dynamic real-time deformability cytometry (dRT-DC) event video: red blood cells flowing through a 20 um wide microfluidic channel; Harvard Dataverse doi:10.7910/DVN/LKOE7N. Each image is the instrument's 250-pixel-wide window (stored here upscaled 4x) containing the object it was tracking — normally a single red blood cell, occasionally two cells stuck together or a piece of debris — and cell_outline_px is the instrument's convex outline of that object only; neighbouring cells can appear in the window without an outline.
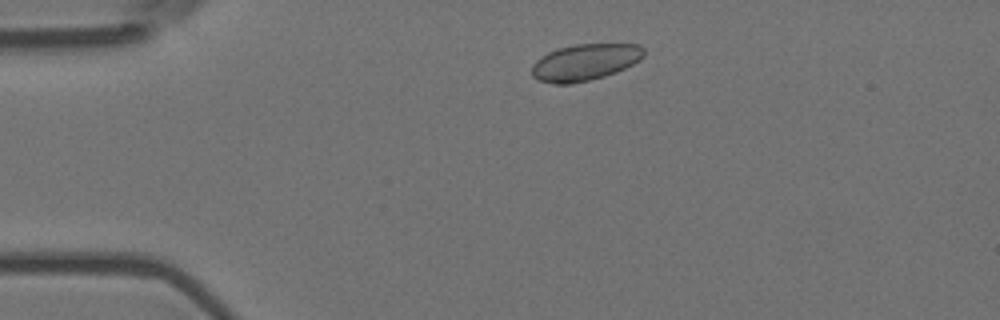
{"species": "Egyptian fruit bat (a non-hibernating species)", "species_latin": "Rousettus aegyptiacus", "temperature_condition": "room temperature", "stored_images_in_passage": 5, "camera_frame_rate_fps": 3000, "um_per_image_px": 0.085, "animal": {"sex": "female"}, "frame": {"image": 1, "passage_image": 2, "time_ms": 0.333, "image_size_px": [1000, 320], "cell_outline_px": [[644, 56], [640, 60], [616, 72], [604, 76], [572, 84], [552, 84], [540, 80], [532, 76], [532, 64], [536, 60], [548, 52], [556, 48], [576, 44], [640, 44], [644, 48]], "centroid_in_image_um": [49.71, 5.28], "position_along_channel_um": 35.3, "area_um2": 23.93}}
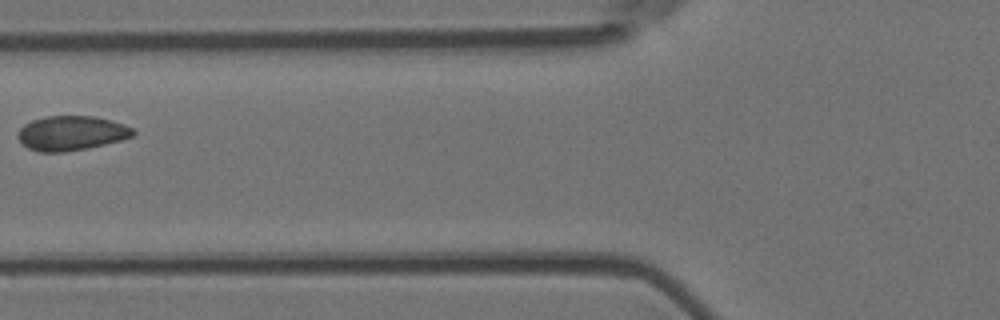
{"frame": {"image": 2, "passage_image": 4, "time_ms": 1.0, "image_size_px": [1000, 320], "cell_outline_px": [[136, 132], [132, 136], [120, 140], [88, 148], [64, 152], [40, 152], [28, 148], [20, 140], [20, 128], [24, 124], [32, 120], [48, 116], [96, 116], [124, 124], [132, 128]], "centroid_in_image_um": [6.09, 11.31], "position_along_channel_um": 119.7, "area_um2": 22.95}}
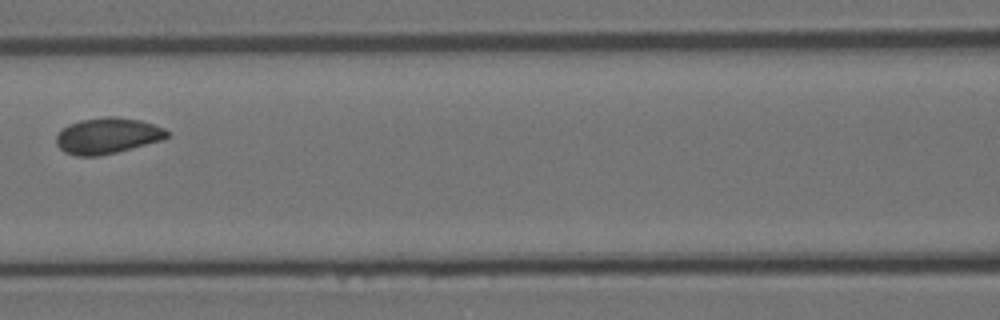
{"frame": {"image": 3, "passage_image": 5, "time_ms": 1.333, "image_size_px": [1000, 320], "cell_outline_px": [[168, 136], [164, 140], [116, 152], [96, 156], [76, 156], [64, 152], [56, 144], [56, 136], [68, 124], [80, 120], [108, 116], [112, 116], [140, 120], [164, 128], [168, 132]], "centroid_in_image_um": [9.13, 11.54], "position_along_channel_um": 157.5, "area_um2": 23.12}}